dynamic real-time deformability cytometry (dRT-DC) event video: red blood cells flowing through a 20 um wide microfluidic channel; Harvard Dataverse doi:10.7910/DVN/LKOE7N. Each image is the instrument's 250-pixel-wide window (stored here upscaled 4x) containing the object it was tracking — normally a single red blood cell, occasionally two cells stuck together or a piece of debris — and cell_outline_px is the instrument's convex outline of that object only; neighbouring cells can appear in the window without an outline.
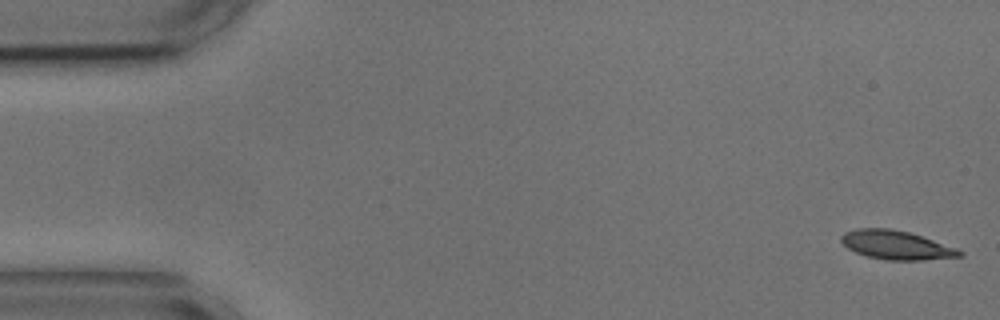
{"species": "common noctule bat (a hibernating species)", "species_latin": "Nyctalus noctula", "temperature_condition": "cold", "stored_images_in_passage": 8, "camera_frame_rate_fps": 3000, "um_per_image_px": 0.085, "animal": {"sex": "male", "body_mass_g": 17.9, "forearm_length_mm": 54.2}, "frame": {"image": 1, "passage_image": 1, "time_ms": 0.0, "image_size_px": [1000, 320], "cell_outline_px": [[964, 256], [924, 260], [888, 260], [868, 256], [856, 252], [848, 248], [840, 240], [840, 236], [844, 232], [856, 228], [888, 228], [908, 232], [956, 248], [964, 252]], "centroid_in_image_um": [76.17, 20.83], "position_along_channel_um": 8.8, "area_um2": 19.71}}